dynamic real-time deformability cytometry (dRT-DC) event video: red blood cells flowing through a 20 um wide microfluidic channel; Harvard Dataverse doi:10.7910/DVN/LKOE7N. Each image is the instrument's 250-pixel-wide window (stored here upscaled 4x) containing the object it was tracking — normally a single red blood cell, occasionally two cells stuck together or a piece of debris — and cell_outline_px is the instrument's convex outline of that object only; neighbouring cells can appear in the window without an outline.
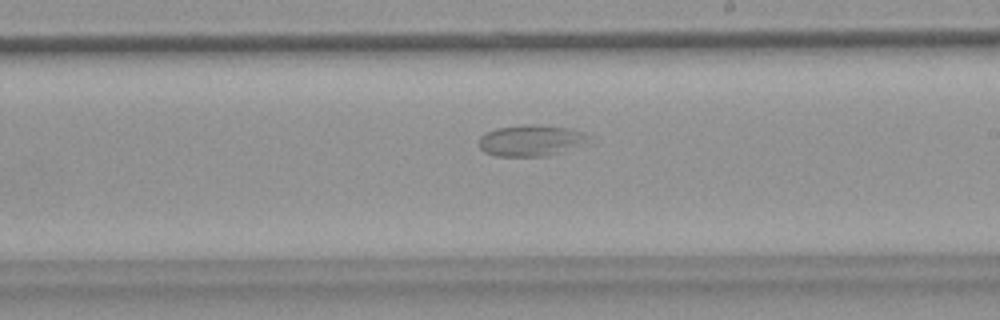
{"species": "common noctule bat (a hibernating species)", "species_latin": "Nyctalus noctula", "temperature_condition": "warm", "stored_images_in_passage": 50, "camera_frame_rate_fps": 3000, "um_per_image_px": 0.085, "animal": {"sex": "female", "body_mass_g": 18.4}, "frame": {"image": 1, "passage_image": 27, "time_ms": 8.667, "image_size_px": [1000, 320], "cell_outline_px": [[592, 144], [544, 156], [496, 156], [484, 152], [480, 148], [480, 136], [484, 132], [496, 128], [524, 124], [540, 124], [568, 128], [592, 136]], "centroid_in_image_um": [45.2, 11.93], "position_along_channel_um": 243.8, "area_um2": 20.46}}
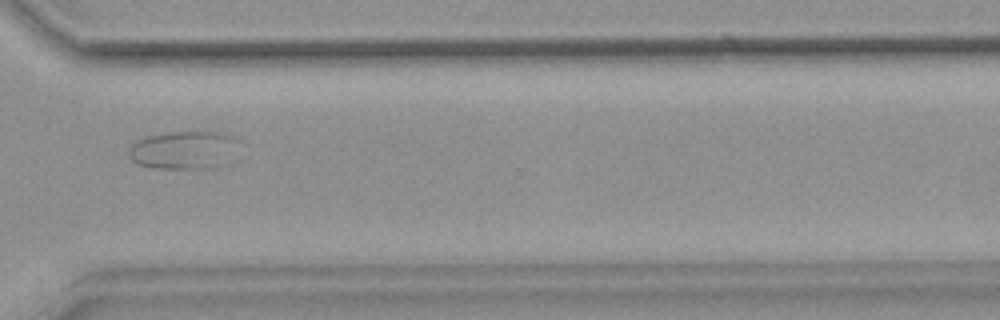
{"frame": {"image": 2, "passage_image": 36, "time_ms": 11.667, "image_size_px": [1000, 320], "cell_outline_px": [[236, 136], [220, 164], [216, 168], [152, 168], [136, 164], [128, 156], [128, 152], [132, 144], [148, 136], [172, 132], [216, 132]], "centroid_in_image_um": [15.43, 12.76], "position_along_channel_um": 355.2, "area_um2": 23.24}}
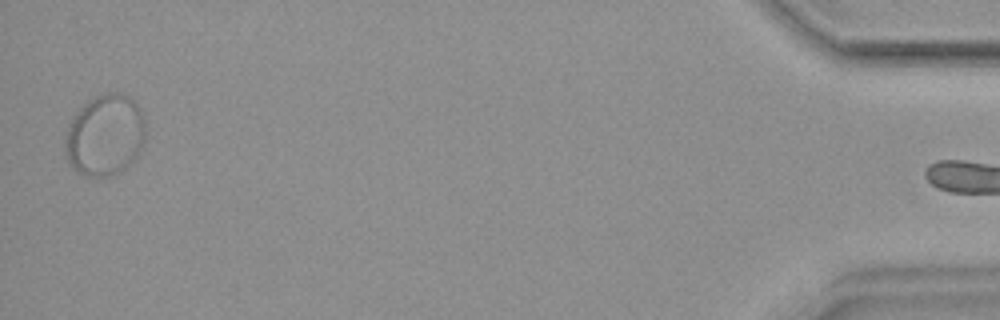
{"frame": {"image": 3, "passage_image": 49, "time_ms": 16.0, "image_size_px": [1000, 320], "cell_outline_px": [[144, 140], [136, 156], [124, 168], [112, 176], [88, 176], [80, 172], [68, 164], [64, 152], [64, 144], [68, 124], [72, 116], [92, 96], [108, 92], [124, 92], [140, 108], [144, 116]], "centroid_in_image_um": [8.89, 11.46], "position_along_channel_um": 426.3, "area_um2": 38.26}}